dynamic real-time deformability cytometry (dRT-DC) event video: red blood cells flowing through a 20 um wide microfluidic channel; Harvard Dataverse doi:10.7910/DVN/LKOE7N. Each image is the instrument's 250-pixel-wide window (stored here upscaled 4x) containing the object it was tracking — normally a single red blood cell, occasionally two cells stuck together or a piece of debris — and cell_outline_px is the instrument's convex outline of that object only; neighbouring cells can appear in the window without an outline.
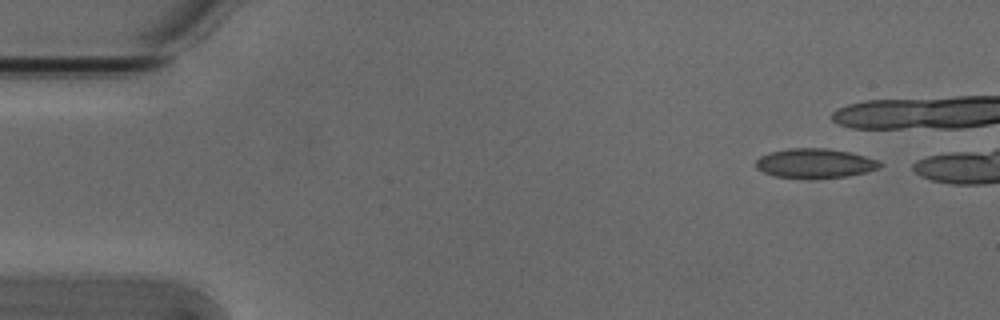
{"species": "Egyptian fruit bat (a non-hibernating species)", "species_latin": "Rousettus aegyptiacus", "temperature_condition": "cold", "stored_images_in_passage": 9, "camera_frame_rate_fps": 3000, "um_per_image_px": 0.085, "animal": {"sex": "male"}, "frame": {"image": 1, "passage_image": 1, "time_ms": 0.0, "image_size_px": [1000, 320], "cell_outline_px": [[884, 164], [880, 168], [848, 176], [812, 180], [776, 176], [764, 172], [756, 168], [756, 160], [760, 156], [768, 152], [788, 148], [828, 148], [848, 152], [880, 160]], "centroid_in_image_um": [69.27, 13.89], "position_along_channel_um": 15.7, "area_um2": 21.73}}